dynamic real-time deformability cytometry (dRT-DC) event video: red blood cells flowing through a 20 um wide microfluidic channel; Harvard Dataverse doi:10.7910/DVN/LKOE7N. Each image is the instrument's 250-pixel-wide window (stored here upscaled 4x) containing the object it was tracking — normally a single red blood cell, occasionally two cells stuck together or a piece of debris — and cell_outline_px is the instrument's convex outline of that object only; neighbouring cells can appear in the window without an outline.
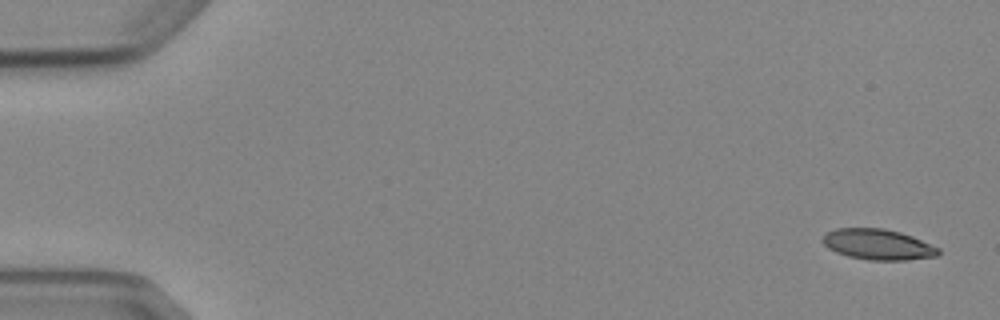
{"species": "Egyptian fruit bat (a non-hibernating species)", "species_latin": "Rousettus aegyptiacus", "temperature_condition": "cold", "stored_images_in_passage": 5, "camera_frame_rate_fps": 3000, "um_per_image_px": 0.085, "animal": {"sex": "female"}, "frame": {"image": 1, "passage_image": 1, "time_ms": 0.0, "image_size_px": [1000, 320], "cell_outline_px": [[940, 252], [936, 256], [908, 260], [868, 260], [848, 256], [836, 252], [828, 248], [820, 240], [828, 232], [836, 228], [884, 228], [900, 232], [912, 236], [940, 248]], "centroid_in_image_um": [74.62, 20.78], "position_along_channel_um": 10.4, "area_um2": 20.69}}
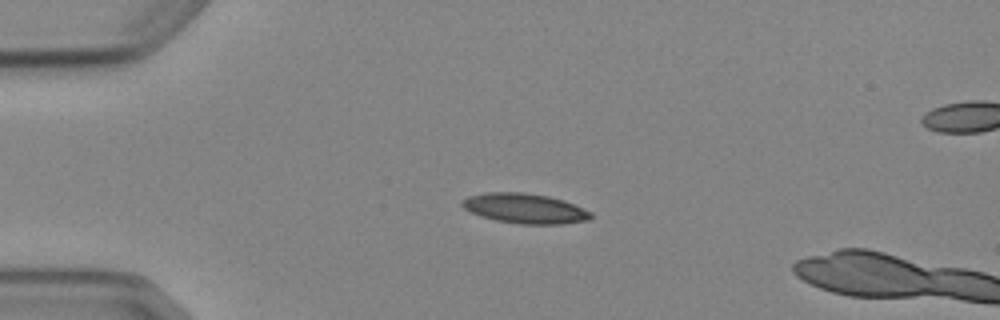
{"frame": {"image": 2, "passage_image": 4, "time_ms": 3.667, "image_size_px": [1000, 320], "cell_outline_px": [[592, 216], [588, 220], [560, 224], [520, 224], [496, 220], [480, 216], [464, 208], [460, 204], [460, 200], [468, 196], [484, 192], [524, 192], [548, 196], [564, 200], [592, 212]], "centroid_in_image_um": [44.58, 17.71], "position_along_channel_um": 40.4, "area_um2": 22.54}}